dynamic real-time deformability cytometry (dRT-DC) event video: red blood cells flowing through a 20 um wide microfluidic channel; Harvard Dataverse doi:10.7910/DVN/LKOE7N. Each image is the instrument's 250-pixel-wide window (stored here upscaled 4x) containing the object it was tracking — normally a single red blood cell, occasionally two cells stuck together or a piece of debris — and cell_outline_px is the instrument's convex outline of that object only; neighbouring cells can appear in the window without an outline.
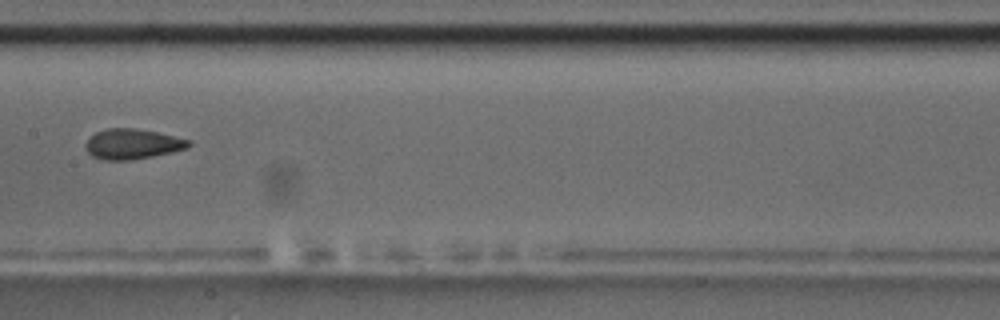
{"species": "common noctule bat (a hibernating species)", "species_latin": "Nyctalus noctula", "temperature_condition": "room temperature", "stored_images_in_passage": 8, "camera_frame_rate_fps": 3000, "um_per_image_px": 0.085, "animal": {"sex": "male", "body_mass_g": 17.5, "forearm_length_mm": 52.3}, "frame": {"image": 1, "passage_image": 8, "time_ms": 9.0, "image_size_px": [1000, 320], "cell_outline_px": [[192, 144], [188, 148], [172, 152], [152, 156], [128, 160], [104, 160], [92, 156], [84, 148], [84, 144], [96, 132], [108, 128], [132, 128], [156, 132], [192, 140]], "centroid_in_image_um": [11.27, 12.24], "position_along_channel_um": 196.1, "area_um2": 18.09}}